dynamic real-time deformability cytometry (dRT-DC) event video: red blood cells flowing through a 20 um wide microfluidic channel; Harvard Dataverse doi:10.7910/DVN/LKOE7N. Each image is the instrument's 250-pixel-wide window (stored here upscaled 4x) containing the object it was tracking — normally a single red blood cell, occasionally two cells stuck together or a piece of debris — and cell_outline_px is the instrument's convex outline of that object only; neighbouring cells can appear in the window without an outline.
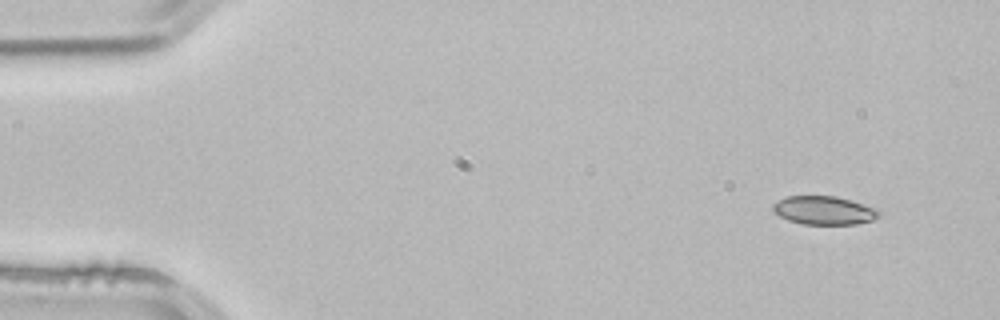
{"species": "common noctule bat (a hibernating species)", "species_latin": "Nyctalus noctula", "temperature_condition": "room temperature", "stored_images_in_passage": 4, "segment_of_instrument_passage": [1, 2], "camera_frame_rate_fps": 3000, "um_per_image_px": 0.085, "animal": {"sex": "male", "body_mass_g": 21.5, "forearm_length_mm": 52.0}, "frame": {"image": 1, "passage_image": 1, "time_ms": 0.0, "image_size_px": [1000, 320], "cell_outline_px": [[880, 216], [872, 220], [856, 224], [800, 224], [788, 220], [772, 212], [772, 204], [788, 196], [836, 196], [876, 208], [880, 212]], "centroid_in_image_um": [70.02, 17.89], "position_along_channel_um": 15.0, "area_um2": 17.57}}
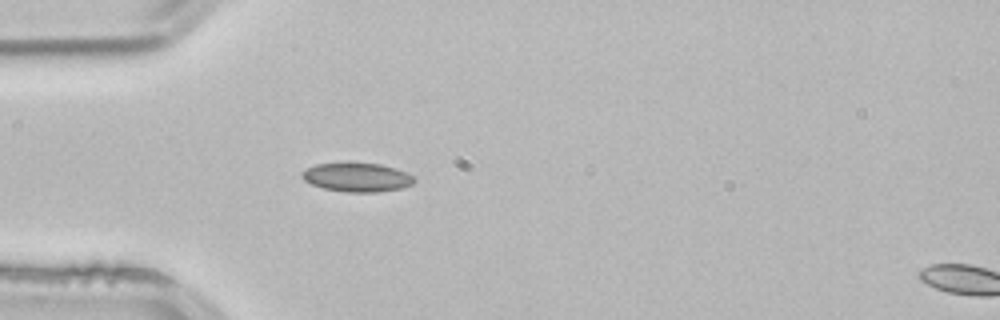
{"frame": {"image": 2, "passage_image": 3, "time_ms": 0.667, "image_size_px": [1000, 320], "cell_outline_px": [[416, 180], [412, 184], [400, 188], [376, 192], [348, 192], [324, 188], [312, 184], [304, 180], [300, 176], [300, 172], [316, 164], [344, 160], [380, 164], [396, 168], [412, 176]], "centroid_in_image_um": [30.29, 15.02], "position_along_channel_um": 54.7, "area_um2": 19.36}}